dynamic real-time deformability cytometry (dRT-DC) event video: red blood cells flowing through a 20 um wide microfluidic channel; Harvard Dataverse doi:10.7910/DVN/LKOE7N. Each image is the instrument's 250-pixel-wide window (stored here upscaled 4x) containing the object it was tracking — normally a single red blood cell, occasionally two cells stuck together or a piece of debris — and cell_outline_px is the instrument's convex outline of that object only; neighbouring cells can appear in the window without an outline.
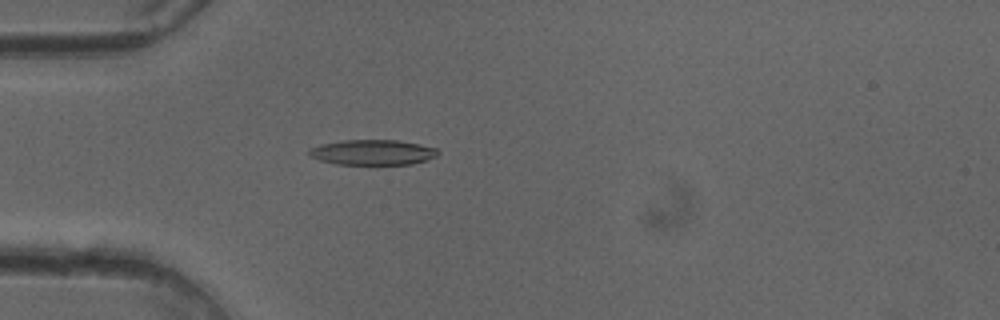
{"species": "common noctule bat (a hibernating species)", "species_latin": "Nyctalus noctula", "temperature_condition": "cold", "stored_images_in_passage": 51, "camera_frame_rate_fps": 3000, "um_per_image_px": 0.085, "animal": {"sex": "female"}, "frame": {"image": 1, "passage_image": 15, "time_ms": 4.667, "image_size_px": [1000, 320], "cell_outline_px": [[440, 152], [436, 156], [428, 160], [412, 164], [336, 164], [320, 160], [312, 156], [308, 152], [308, 148], [320, 144], [344, 140], [396, 140], [420, 144], [436, 148]], "centroid_in_image_um": [31.69, 12.94], "position_along_channel_um": 53.3, "area_um2": 18.96}}
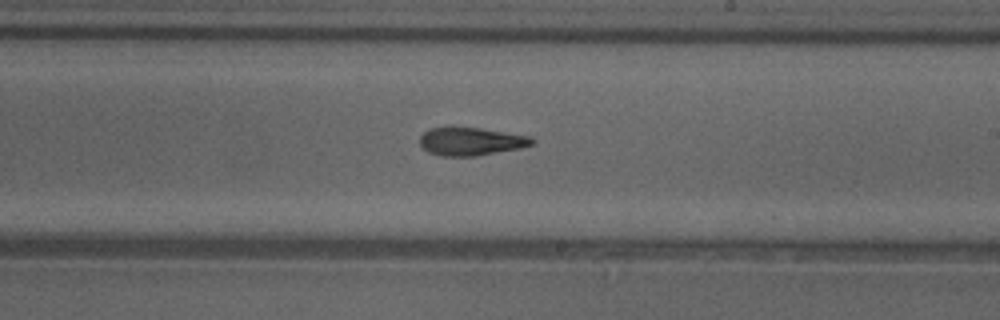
{"frame": {"image": 2, "passage_image": 30, "time_ms": 9.667, "image_size_px": [1000, 320], "cell_outline_px": [[536, 140], [532, 144], [520, 148], [476, 156], [440, 156], [428, 152], [420, 144], [420, 136], [424, 132], [432, 128], [448, 124], [480, 128], [532, 136]], "centroid_in_image_um": [40.01, 11.98], "position_along_channel_um": 249.0, "area_um2": 18.9}}
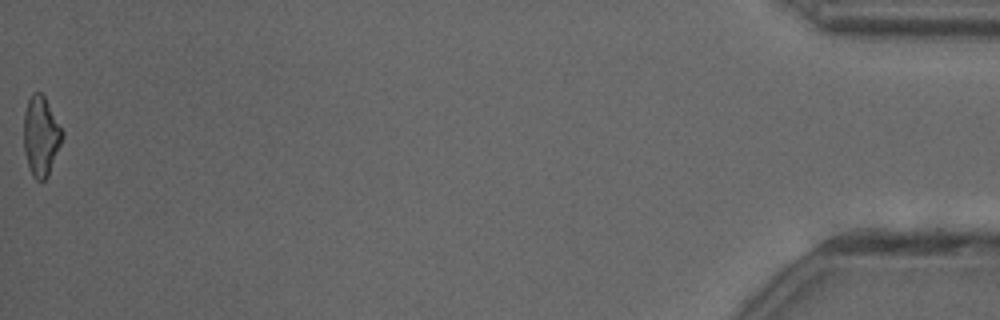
{"frame": {"image": 3, "passage_image": 51, "time_ms": 16.667, "image_size_px": [1000, 320], "cell_outline_px": [[64, 136], [48, 176], [44, 180], [36, 180], [32, 176], [28, 168], [24, 152], [24, 112], [28, 100], [32, 92], [40, 92], [44, 96], [64, 132]], "centroid_in_image_um": [3.47, 11.58], "position_along_channel_um": 431.7, "area_um2": 17.98}, "authors_computed_cell_mechanics": {"area_um2": 18.7272, "velocity_mm_per_s": 4.0811, "shape_relaxation_time_tau1_ms": 10.0306, "shape_relaxation_time_tau2_ms": 5.7808, "deformation_change_tau1": 0.2545, "deformation_change_tau2": 0.1758}}